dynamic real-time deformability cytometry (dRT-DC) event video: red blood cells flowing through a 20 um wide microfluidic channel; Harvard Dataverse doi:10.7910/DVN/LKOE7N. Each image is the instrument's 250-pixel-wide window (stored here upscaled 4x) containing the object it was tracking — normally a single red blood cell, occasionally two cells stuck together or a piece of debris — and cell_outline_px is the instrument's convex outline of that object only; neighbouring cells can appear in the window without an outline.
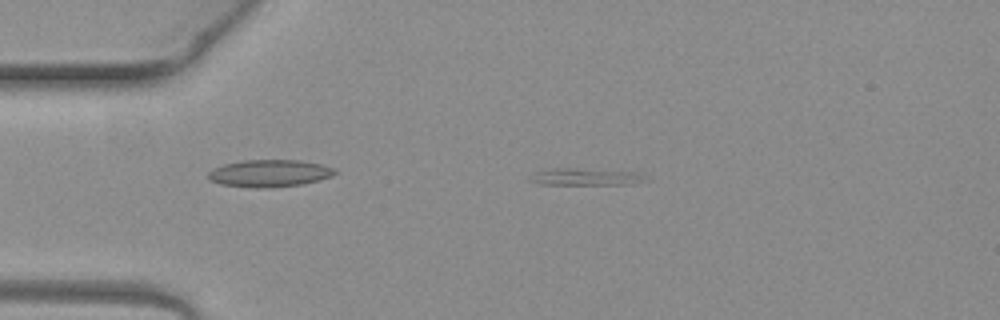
{"species": "common noctule bat (a hibernating species)", "species_latin": "Nyctalus noctula", "temperature_condition": "warm", "stored_images_in_passage": 6, "camera_frame_rate_fps": 3000, "um_per_image_px": 0.085, "animal": {"sex": "female", "body_mass_g": 19.3, "forearm_length_mm": 54.1}, "frame": {"image": 1, "passage_image": 6, "time_ms": 1.667, "image_size_px": [1000, 320], "cell_outline_px": [[640, 180], [628, 184], [540, 184], [528, 180], [536, 172], [556, 168], [572, 168], [640, 172]], "centroid_in_image_um": [49.67, 15.02], "position_along_channel_um": 35.3, "area_um2": 10.87}}